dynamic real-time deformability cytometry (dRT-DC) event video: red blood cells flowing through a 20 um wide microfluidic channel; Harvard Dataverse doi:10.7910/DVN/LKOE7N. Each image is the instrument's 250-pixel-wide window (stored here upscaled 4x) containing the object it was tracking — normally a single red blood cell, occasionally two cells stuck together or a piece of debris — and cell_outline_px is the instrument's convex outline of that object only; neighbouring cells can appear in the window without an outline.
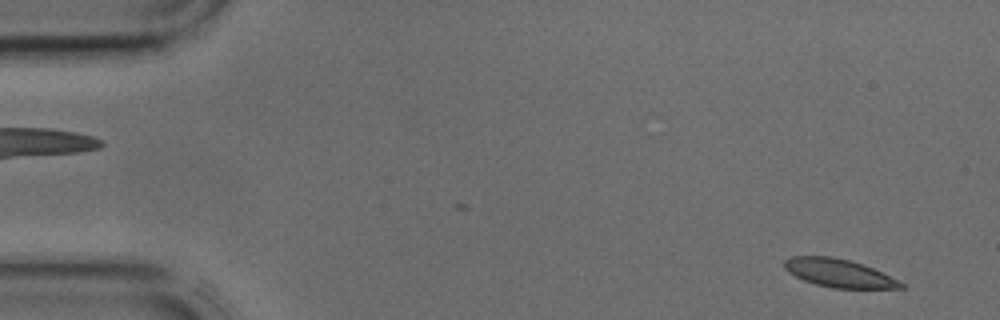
{"species": "common noctule bat (a hibernating species)", "species_latin": "Nyctalus noctula", "temperature_condition": "cold", "stored_images_in_passage": 42, "camera_frame_rate_fps": 3000, "um_per_image_px": 0.085, "animal": {"sex": "male", "body_mass_g": 17.9, "forearm_length_mm": 54.2}, "frame": {"image": 1, "passage_image": 2, "time_ms": 0.333, "image_size_px": [1000, 320], "cell_outline_px": [[904, 288], [832, 288], [816, 284], [804, 280], [788, 272], [784, 268], [784, 260], [792, 256], [832, 256], [864, 264], [904, 284]], "centroid_in_image_um": [71.25, 23.2], "position_along_channel_um": 13.7, "area_um2": 18.84}}
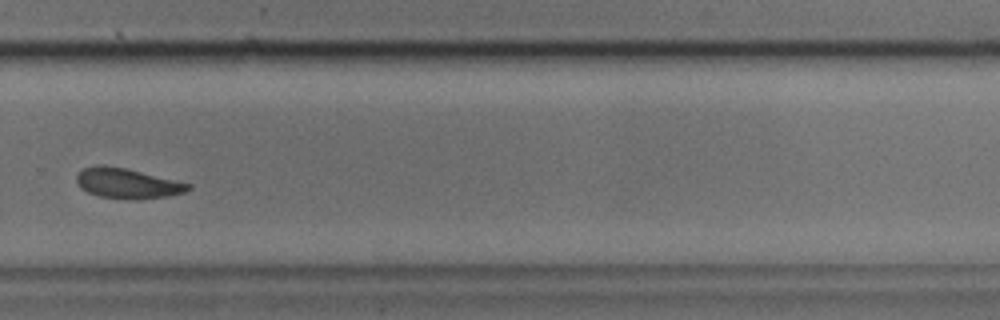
{"frame": {"image": 2, "passage_image": 29, "time_ms": 9.333, "image_size_px": [1000, 320], "cell_outline_px": [[192, 188], [184, 192], [164, 196], [100, 196], [88, 192], [80, 188], [76, 184], [76, 176], [84, 168], [100, 164], [104, 164], [124, 168], [192, 184]], "centroid_in_image_um": [10.76, 15.52], "position_along_channel_um": 319.0, "area_um2": 18.5}}
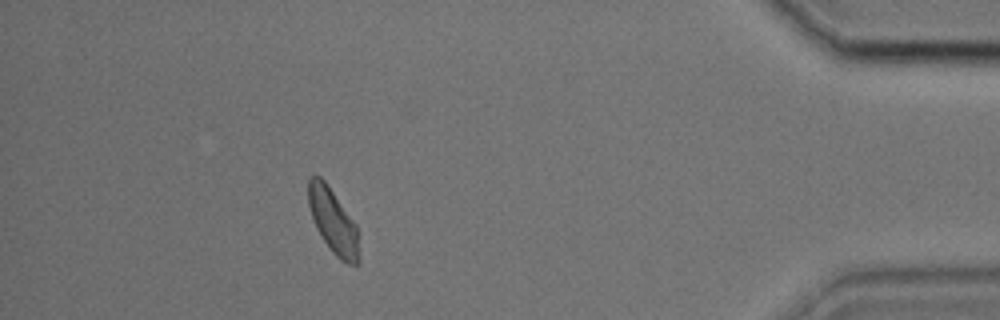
{"frame": {"image": 3, "passage_image": 38, "time_ms": 12.333, "image_size_px": [1000, 320], "cell_outline_px": [[356, 264], [348, 264], [340, 260], [332, 252], [316, 228], [308, 204], [308, 176], [320, 176], [324, 180], [356, 224]], "centroid_in_image_um": [28.24, 18.73], "position_along_channel_um": 407.0, "area_um2": 18.32}}